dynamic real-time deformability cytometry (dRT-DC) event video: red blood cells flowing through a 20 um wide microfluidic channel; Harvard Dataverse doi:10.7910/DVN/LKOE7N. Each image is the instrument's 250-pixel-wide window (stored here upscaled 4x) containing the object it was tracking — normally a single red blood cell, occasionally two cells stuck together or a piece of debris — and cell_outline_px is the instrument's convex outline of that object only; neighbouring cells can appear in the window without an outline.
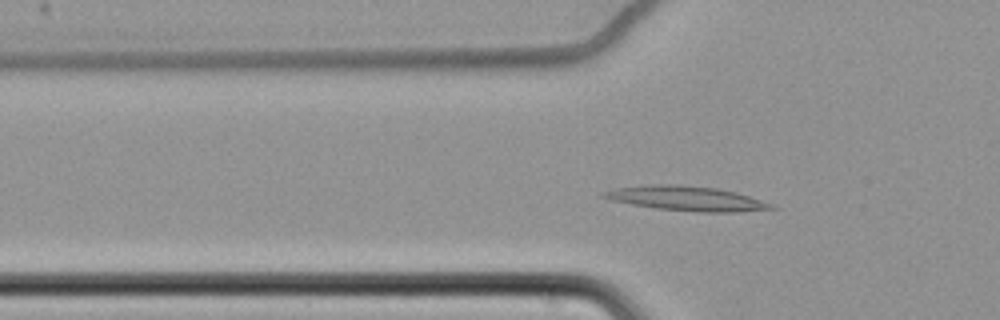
{"species": "common noctule bat (a hibernating species)", "species_latin": "Nyctalus noctula", "temperature_condition": "cold", "stored_images_in_passage": 59, "camera_frame_rate_fps": 3000, "um_per_image_px": 0.085, "animal": {"sex": "female", "body_mass_g": 22.7, "forearm_length_mm": 54.2}, "frame": {"image": 1, "passage_image": 19, "time_ms": 6.0, "image_size_px": [1000, 320], "cell_outline_px": [[780, 208], [732, 212], [700, 212], [656, 208], [632, 204], [612, 200], [600, 196], [600, 192], [616, 188], [652, 184], [676, 184], [716, 188], [736, 192], [772, 204]], "centroid_in_image_um": [58.33, 16.86], "position_along_channel_um": 67.5, "area_um2": 23.81}}
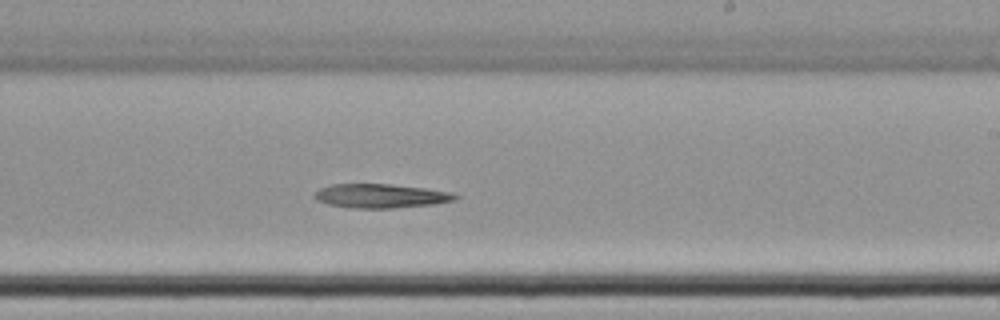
{"frame": {"image": 2, "passage_image": 36, "time_ms": 11.667, "image_size_px": [1000, 320], "cell_outline_px": [[460, 196], [456, 200], [432, 204], [396, 208], [348, 208], [328, 204], [316, 200], [312, 196], [320, 188], [332, 184], [392, 184], [424, 188], [452, 192]], "centroid_in_image_um": [32.36, 16.65], "position_along_channel_um": 256.6, "area_um2": 19.83}}
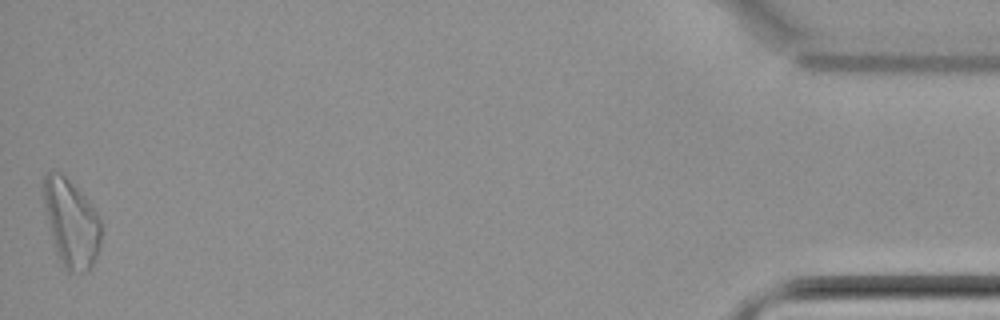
{"frame": {"image": 3, "passage_image": 59, "time_ms": 19.333, "image_size_px": [1000, 320], "cell_outline_px": [[100, 248], [96, 260], [88, 272], [68, 272], [64, 268], [56, 252], [44, 208], [44, 176], [52, 168], [64, 172], [88, 200], [96, 212], [100, 220]], "centroid_in_image_um": [6.06, 18.93], "position_along_channel_um": 429.1, "area_um2": 29.71}}